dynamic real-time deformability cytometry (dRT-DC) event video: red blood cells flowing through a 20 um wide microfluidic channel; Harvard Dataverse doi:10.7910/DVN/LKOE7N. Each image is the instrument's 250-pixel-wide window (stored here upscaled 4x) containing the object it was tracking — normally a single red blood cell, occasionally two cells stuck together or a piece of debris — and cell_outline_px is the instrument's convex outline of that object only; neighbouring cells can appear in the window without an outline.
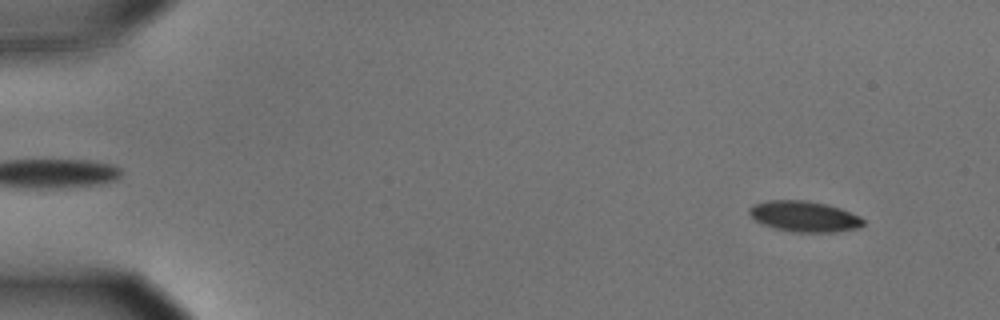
{"species": "common noctule bat (a hibernating species)", "species_latin": "Nyctalus noctula", "temperature_condition": "cold", "stored_images_in_passage": 55, "camera_frame_rate_fps": 3000, "um_per_image_px": 0.085, "animal": {"sex": "male", "body_mass_g": 15.6}, "frame": {"image": 1, "passage_image": 3, "time_ms": 0.667, "image_size_px": [1000, 320], "cell_outline_px": [[864, 224], [860, 228], [836, 232], [792, 232], [776, 228], [764, 224], [756, 220], [748, 212], [748, 208], [752, 204], [768, 200], [808, 200], [840, 208], [860, 216], [864, 220]], "centroid_in_image_um": [68.38, 18.39], "position_along_channel_um": 16.6, "area_um2": 20.46}}
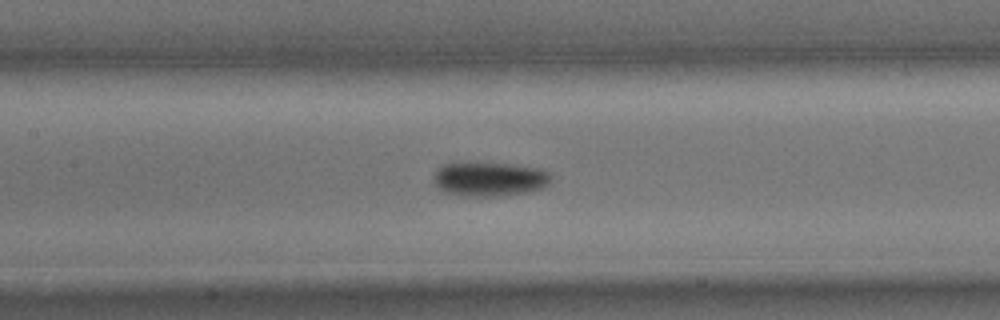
{"frame": {"image": 2, "passage_image": 25, "time_ms": 8.0, "image_size_px": [1000, 320], "cell_outline_px": [[552, 180], [548, 184], [540, 188], [528, 192], [504, 196], [464, 196], [444, 192], [432, 180], [432, 176], [436, 168], [444, 164], [476, 160], [512, 164], [540, 168], [548, 172], [552, 176]], "centroid_in_image_um": [41.57, 15.18], "position_along_channel_um": 165.8, "area_um2": 24.33}}
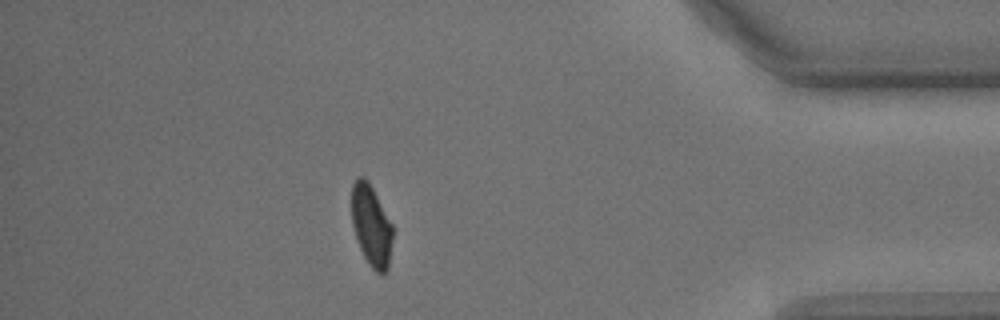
{"frame": {"image": 3, "passage_image": 48, "time_ms": 15.667, "image_size_px": [1000, 320], "cell_outline_px": [[392, 240], [388, 268], [380, 276], [368, 264], [360, 248], [352, 224], [352, 184], [356, 176], [364, 176], [368, 180], [392, 224]], "centroid_in_image_um": [31.55, 19.16], "position_along_channel_um": 403.6, "area_um2": 19.36}, "authors_computed_cell_mechanics": {"area_um2": 21.386, "velocity_mm_per_s": 3.5776, "shape_relaxation_time_tau1_ms": 2.6905, "shape_relaxation_time_tau2_ms": 11.1731, "deformation_change_tau1": 0.087, "deformation_change_tau2": 0.1263}}